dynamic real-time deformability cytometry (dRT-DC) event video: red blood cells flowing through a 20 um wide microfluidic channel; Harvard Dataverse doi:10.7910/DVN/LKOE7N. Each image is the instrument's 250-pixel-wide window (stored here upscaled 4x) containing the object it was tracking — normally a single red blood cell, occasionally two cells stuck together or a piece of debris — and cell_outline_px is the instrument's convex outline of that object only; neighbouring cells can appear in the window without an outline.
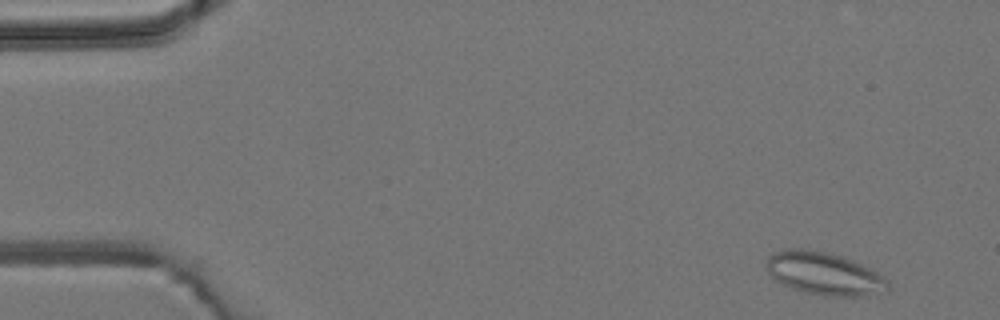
{"species": "common noctule bat (a hibernating species)", "species_latin": "Nyctalus noctula", "temperature_condition": "room temperature", "stored_images_in_passage": 4, "camera_frame_rate_fps": 3000, "um_per_image_px": 0.085, "animal": {"sex": "male", "body_mass_g": 19.2, "forearm_length_mm": 51.8}, "frame": {"image": 1, "passage_image": 1, "time_ms": 0.0, "image_size_px": [1000, 320], "cell_outline_px": [[888, 288], [884, 292], [864, 296], [824, 296], [792, 288], [780, 284], [764, 268], [768, 256], [772, 252], [788, 248], [808, 248], [840, 256], [852, 260], [872, 268], [888, 280]], "centroid_in_image_um": [70.03, 23.24], "position_along_channel_um": 15.0, "area_um2": 30.52}}